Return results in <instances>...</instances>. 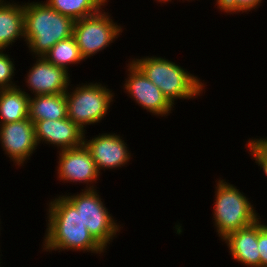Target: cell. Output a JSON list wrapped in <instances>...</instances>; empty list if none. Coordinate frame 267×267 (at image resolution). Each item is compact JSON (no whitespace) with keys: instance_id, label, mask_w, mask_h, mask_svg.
<instances>
[{"instance_id":"obj_3","label":"cell","mask_w":267,"mask_h":267,"mask_svg":"<svg viewBox=\"0 0 267 267\" xmlns=\"http://www.w3.org/2000/svg\"><path fill=\"white\" fill-rule=\"evenodd\" d=\"M175 105L176 99H194L204 91L200 78L189 73L185 68L163 57L144 56L131 60Z\"/></svg>"},{"instance_id":"obj_23","label":"cell","mask_w":267,"mask_h":267,"mask_svg":"<svg viewBox=\"0 0 267 267\" xmlns=\"http://www.w3.org/2000/svg\"><path fill=\"white\" fill-rule=\"evenodd\" d=\"M258 219V249L260 254V267H267V225Z\"/></svg>"},{"instance_id":"obj_20","label":"cell","mask_w":267,"mask_h":267,"mask_svg":"<svg viewBox=\"0 0 267 267\" xmlns=\"http://www.w3.org/2000/svg\"><path fill=\"white\" fill-rule=\"evenodd\" d=\"M262 0H216L217 8L227 14H237L251 11L260 6Z\"/></svg>"},{"instance_id":"obj_11","label":"cell","mask_w":267,"mask_h":267,"mask_svg":"<svg viewBox=\"0 0 267 267\" xmlns=\"http://www.w3.org/2000/svg\"><path fill=\"white\" fill-rule=\"evenodd\" d=\"M84 145L90 151L96 166L100 170L116 169L130 161L131 153L120 135L102 133L87 141L84 134Z\"/></svg>"},{"instance_id":"obj_22","label":"cell","mask_w":267,"mask_h":267,"mask_svg":"<svg viewBox=\"0 0 267 267\" xmlns=\"http://www.w3.org/2000/svg\"><path fill=\"white\" fill-rule=\"evenodd\" d=\"M11 60L13 59H10L8 54L0 51V90L17 87L12 81L16 69L13 64L14 61Z\"/></svg>"},{"instance_id":"obj_26","label":"cell","mask_w":267,"mask_h":267,"mask_svg":"<svg viewBox=\"0 0 267 267\" xmlns=\"http://www.w3.org/2000/svg\"><path fill=\"white\" fill-rule=\"evenodd\" d=\"M157 2H162V3H166V2H171L172 0H156Z\"/></svg>"},{"instance_id":"obj_17","label":"cell","mask_w":267,"mask_h":267,"mask_svg":"<svg viewBox=\"0 0 267 267\" xmlns=\"http://www.w3.org/2000/svg\"><path fill=\"white\" fill-rule=\"evenodd\" d=\"M20 86L0 90V125L29 118V99Z\"/></svg>"},{"instance_id":"obj_21","label":"cell","mask_w":267,"mask_h":267,"mask_svg":"<svg viewBox=\"0 0 267 267\" xmlns=\"http://www.w3.org/2000/svg\"><path fill=\"white\" fill-rule=\"evenodd\" d=\"M246 144L252 155L253 160L260 166L264 174L267 176V137L266 138H251Z\"/></svg>"},{"instance_id":"obj_8","label":"cell","mask_w":267,"mask_h":267,"mask_svg":"<svg viewBox=\"0 0 267 267\" xmlns=\"http://www.w3.org/2000/svg\"><path fill=\"white\" fill-rule=\"evenodd\" d=\"M128 78L125 79L123 89L136 104L153 115L168 116L174 106L163 95L161 90L150 81L145 74L132 62L127 64ZM173 107V108H172Z\"/></svg>"},{"instance_id":"obj_25","label":"cell","mask_w":267,"mask_h":267,"mask_svg":"<svg viewBox=\"0 0 267 267\" xmlns=\"http://www.w3.org/2000/svg\"><path fill=\"white\" fill-rule=\"evenodd\" d=\"M8 3H10V2H8V1L6 2V0L5 1L4 0H0V6L4 5V4H8Z\"/></svg>"},{"instance_id":"obj_4","label":"cell","mask_w":267,"mask_h":267,"mask_svg":"<svg viewBox=\"0 0 267 267\" xmlns=\"http://www.w3.org/2000/svg\"><path fill=\"white\" fill-rule=\"evenodd\" d=\"M216 182L213 223L222 240L229 233L250 226L260 216L236 186L221 178Z\"/></svg>"},{"instance_id":"obj_24","label":"cell","mask_w":267,"mask_h":267,"mask_svg":"<svg viewBox=\"0 0 267 267\" xmlns=\"http://www.w3.org/2000/svg\"><path fill=\"white\" fill-rule=\"evenodd\" d=\"M99 1L103 6L107 5L106 3L108 2L107 0H99Z\"/></svg>"},{"instance_id":"obj_13","label":"cell","mask_w":267,"mask_h":267,"mask_svg":"<svg viewBox=\"0 0 267 267\" xmlns=\"http://www.w3.org/2000/svg\"><path fill=\"white\" fill-rule=\"evenodd\" d=\"M37 144L42 143L57 146L65 150L81 146L84 142L83 130L71 119L41 120L34 123Z\"/></svg>"},{"instance_id":"obj_18","label":"cell","mask_w":267,"mask_h":267,"mask_svg":"<svg viewBox=\"0 0 267 267\" xmlns=\"http://www.w3.org/2000/svg\"><path fill=\"white\" fill-rule=\"evenodd\" d=\"M43 57L51 64L63 68L66 72H68L70 64H79L84 60L73 35L57 42Z\"/></svg>"},{"instance_id":"obj_9","label":"cell","mask_w":267,"mask_h":267,"mask_svg":"<svg viewBox=\"0 0 267 267\" xmlns=\"http://www.w3.org/2000/svg\"><path fill=\"white\" fill-rule=\"evenodd\" d=\"M58 152V180H63L64 183H85V190H93L96 188L94 183H97L96 180H98L100 172L90 151L84 143L81 146L60 150Z\"/></svg>"},{"instance_id":"obj_12","label":"cell","mask_w":267,"mask_h":267,"mask_svg":"<svg viewBox=\"0 0 267 267\" xmlns=\"http://www.w3.org/2000/svg\"><path fill=\"white\" fill-rule=\"evenodd\" d=\"M69 75L63 68L51 64L44 57H37L25 77L26 87L34 96L66 93L71 89L68 88L71 86Z\"/></svg>"},{"instance_id":"obj_16","label":"cell","mask_w":267,"mask_h":267,"mask_svg":"<svg viewBox=\"0 0 267 267\" xmlns=\"http://www.w3.org/2000/svg\"><path fill=\"white\" fill-rule=\"evenodd\" d=\"M65 93L30 96L29 119L35 123L41 120H59L68 117Z\"/></svg>"},{"instance_id":"obj_6","label":"cell","mask_w":267,"mask_h":267,"mask_svg":"<svg viewBox=\"0 0 267 267\" xmlns=\"http://www.w3.org/2000/svg\"><path fill=\"white\" fill-rule=\"evenodd\" d=\"M65 194L64 196L80 213L82 223L87 227L93 238L105 249L112 242L121 227L108 212L97 189H82L80 194Z\"/></svg>"},{"instance_id":"obj_5","label":"cell","mask_w":267,"mask_h":267,"mask_svg":"<svg viewBox=\"0 0 267 267\" xmlns=\"http://www.w3.org/2000/svg\"><path fill=\"white\" fill-rule=\"evenodd\" d=\"M98 83H82L65 93L68 118L84 132L87 125L99 123L108 114L111 102L114 101L112 90Z\"/></svg>"},{"instance_id":"obj_7","label":"cell","mask_w":267,"mask_h":267,"mask_svg":"<svg viewBox=\"0 0 267 267\" xmlns=\"http://www.w3.org/2000/svg\"><path fill=\"white\" fill-rule=\"evenodd\" d=\"M103 11L101 8L96 14L74 22L73 36L84 61L109 47L123 32V27L114 22L108 12Z\"/></svg>"},{"instance_id":"obj_15","label":"cell","mask_w":267,"mask_h":267,"mask_svg":"<svg viewBox=\"0 0 267 267\" xmlns=\"http://www.w3.org/2000/svg\"><path fill=\"white\" fill-rule=\"evenodd\" d=\"M25 39L24 3H8L0 6V51L15 43L17 39Z\"/></svg>"},{"instance_id":"obj_14","label":"cell","mask_w":267,"mask_h":267,"mask_svg":"<svg viewBox=\"0 0 267 267\" xmlns=\"http://www.w3.org/2000/svg\"><path fill=\"white\" fill-rule=\"evenodd\" d=\"M223 241L227 244L232 259L247 267H260L258 220L250 226L229 233Z\"/></svg>"},{"instance_id":"obj_19","label":"cell","mask_w":267,"mask_h":267,"mask_svg":"<svg viewBox=\"0 0 267 267\" xmlns=\"http://www.w3.org/2000/svg\"><path fill=\"white\" fill-rule=\"evenodd\" d=\"M44 2L74 21L96 14L103 8L99 0H46Z\"/></svg>"},{"instance_id":"obj_2","label":"cell","mask_w":267,"mask_h":267,"mask_svg":"<svg viewBox=\"0 0 267 267\" xmlns=\"http://www.w3.org/2000/svg\"><path fill=\"white\" fill-rule=\"evenodd\" d=\"M74 20L45 2L24 4L25 42L35 57H43L57 42L73 35Z\"/></svg>"},{"instance_id":"obj_1","label":"cell","mask_w":267,"mask_h":267,"mask_svg":"<svg viewBox=\"0 0 267 267\" xmlns=\"http://www.w3.org/2000/svg\"><path fill=\"white\" fill-rule=\"evenodd\" d=\"M48 206V221L43 242L44 251H83L96 254L105 249L93 238L80 219V213L64 196L52 199Z\"/></svg>"},{"instance_id":"obj_10","label":"cell","mask_w":267,"mask_h":267,"mask_svg":"<svg viewBox=\"0 0 267 267\" xmlns=\"http://www.w3.org/2000/svg\"><path fill=\"white\" fill-rule=\"evenodd\" d=\"M0 142L5 155L9 156L15 166H22L27 159H30L38 146L34 123L27 118L17 122L1 124Z\"/></svg>"}]
</instances>
